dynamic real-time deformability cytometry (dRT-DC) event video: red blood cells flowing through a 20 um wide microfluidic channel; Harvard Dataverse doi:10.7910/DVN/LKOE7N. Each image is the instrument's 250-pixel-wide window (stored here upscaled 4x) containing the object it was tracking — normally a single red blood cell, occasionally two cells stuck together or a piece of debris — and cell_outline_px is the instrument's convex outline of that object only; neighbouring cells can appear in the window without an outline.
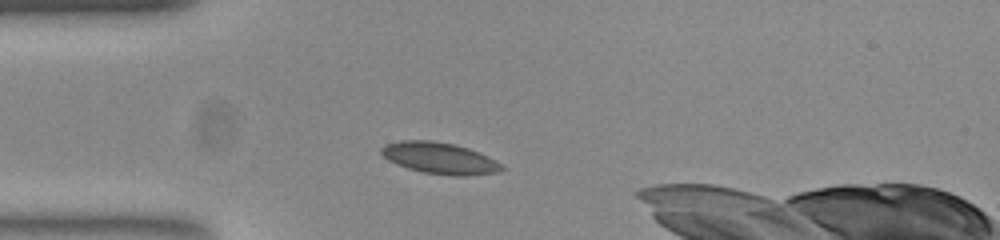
{"species": "common noctule bat (a hibernating species)", "species_latin": "Nyctalus noctula", "temperature_condition": "room temperature", "stored_images_in_passage": 42, "camera_frame_rate_fps": 3000, "um_per_image_px": 0.085, "animal": {"sex": "female", "body_mass_g": 23.0, "forearm_length_mm": 53.4}, "frame": {"image": 1, "passage_image": 7, "time_ms": 2.0, "image_size_px": [1000, 240], "cell_outline_px": [[504, 168], [496, 172], [464, 176], [452, 176], [424, 172], [408, 168], [396, 164], [388, 160], [380, 152], [380, 148], [384, 144], [400, 140], [432, 140], [456, 144], [480, 152], [496, 160]], "centroid_in_image_um": [37.34, 13.42], "position_along_channel_um": 47.7, "area_um2": 22.14}}
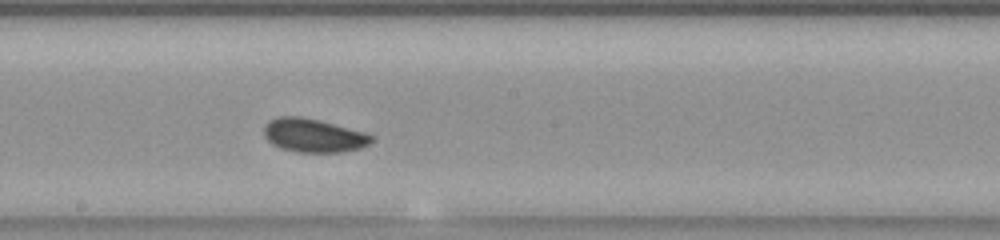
{"frame": {"image": 2, "passage_image": 22, "time_ms": 7.0, "image_size_px": [1000, 240], "cell_outline_px": [[372, 140], [368, 144], [360, 148], [340, 152], [296, 152], [280, 148], [272, 144], [264, 136], [264, 124], [268, 120], [276, 116], [300, 116], [320, 120], [364, 132], [372, 136]], "centroid_in_image_um": [26.58, 11.5], "position_along_channel_um": 221.6, "area_um2": 21.1}}
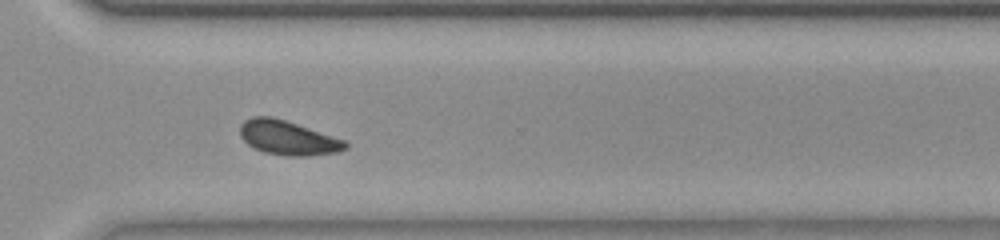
{"frame": {"image": 3, "passage_image": 32, "time_ms": 10.333, "image_size_px": [1000, 240], "cell_outline_px": [[348, 148], [340, 152], [308, 156], [288, 156], [264, 152], [248, 144], [240, 136], [240, 124], [244, 120], [252, 116], [272, 116], [344, 140], [348, 144]], "centroid_in_image_um": [24.46, 11.72], "position_along_channel_um": 346.1, "area_um2": 20.92}, "authors_computed_cell_mechanics": {"area_um2": 20.7213, "velocity_mm_per_s": 3.7334, "shape_relaxation_time_tau1_ms": 2.0088, "shape_relaxation_time_tau2_ms": null, "deformation_change_tau1": 0.0697, "deformation_change_tau2": null}}